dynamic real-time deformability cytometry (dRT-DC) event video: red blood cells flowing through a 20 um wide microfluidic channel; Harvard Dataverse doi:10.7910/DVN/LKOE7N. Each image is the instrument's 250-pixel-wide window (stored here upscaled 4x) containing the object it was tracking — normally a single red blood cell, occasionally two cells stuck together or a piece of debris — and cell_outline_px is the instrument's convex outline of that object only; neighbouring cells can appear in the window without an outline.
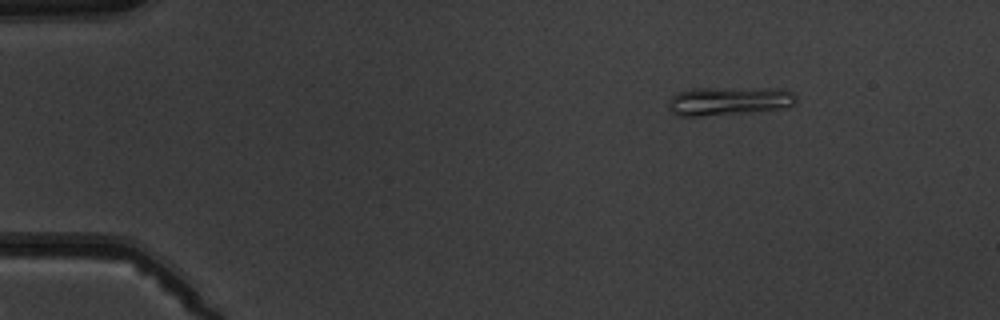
{"species": "common noctule bat (a hibernating species)", "species_latin": "Nyctalus noctula", "temperature_condition": "warm", "stored_images_in_passage": 4, "camera_frame_rate_fps": 3000, "um_per_image_px": 0.085, "animal": {"sex": "male", "body_mass_g": 19.5, "forearm_length_mm": 54.6}, "frame": {"image": 1, "passage_image": 1, "time_ms": 0.0, "image_size_px": [1000, 320], "cell_outline_px": [[796, 100], [792, 104], [784, 108], [752, 112], [704, 116], [676, 116], [668, 108], [668, 104], [672, 96], [676, 92], [692, 88], [780, 88], [792, 92], [796, 96]], "centroid_in_image_um": [61.92, 8.58], "position_along_channel_um": 23.1, "area_um2": 21.5}}